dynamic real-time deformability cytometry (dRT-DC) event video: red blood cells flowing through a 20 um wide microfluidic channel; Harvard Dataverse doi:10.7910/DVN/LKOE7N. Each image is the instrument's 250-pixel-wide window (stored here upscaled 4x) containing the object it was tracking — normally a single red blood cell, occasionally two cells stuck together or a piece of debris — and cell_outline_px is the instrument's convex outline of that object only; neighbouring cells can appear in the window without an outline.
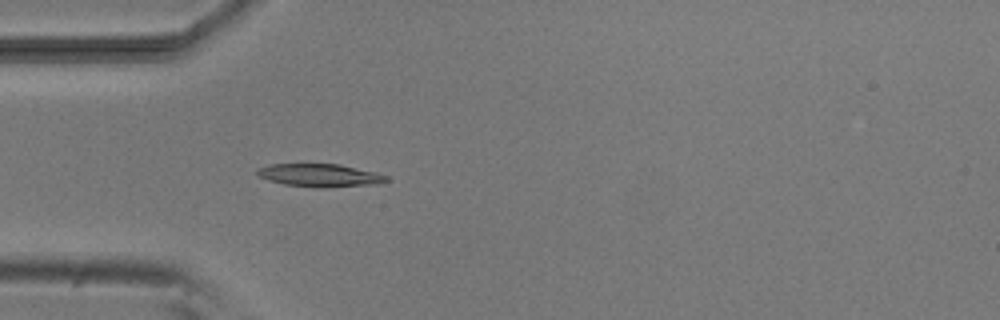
{"species": "common noctule bat (a hibernating species)", "species_latin": "Nyctalus noctula", "temperature_condition": "room temperature", "stored_images_in_passage": 3, "camera_frame_rate_fps": 3000, "um_per_image_px": 0.085, "animal": {"sex": "male", "body_mass_g": 20.5, "forearm_length_mm": 52.5}, "frame": {"image": 1, "passage_image": 3, "time_ms": 2.333, "image_size_px": [1000, 320], "cell_outline_px": [[388, 180], [380, 184], [316, 188], [284, 184], [268, 180], [260, 176], [256, 172], [260, 168], [268, 164], [340, 164], [376, 172], [388, 176]], "centroid_in_image_um": [27.23, 14.9], "position_along_channel_um": 57.8, "area_um2": 17.28}}